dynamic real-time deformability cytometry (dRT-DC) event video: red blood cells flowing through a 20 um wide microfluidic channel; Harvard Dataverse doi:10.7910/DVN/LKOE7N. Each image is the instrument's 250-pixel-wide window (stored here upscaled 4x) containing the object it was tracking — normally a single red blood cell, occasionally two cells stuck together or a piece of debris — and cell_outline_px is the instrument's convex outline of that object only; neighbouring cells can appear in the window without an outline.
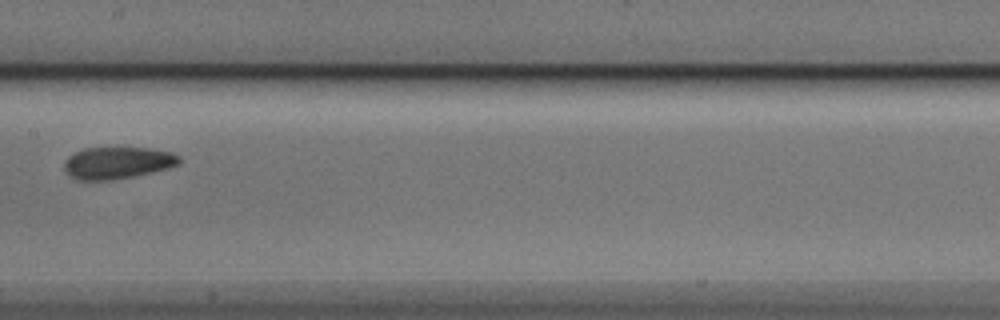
{"species": "Egyptian fruit bat (a non-hibernating species)", "species_latin": "Rousettus aegyptiacus", "temperature_condition": "cold", "stored_images_in_passage": 7, "camera_frame_rate_fps": 3000, "um_per_image_px": 0.085, "animal": {"sex": "male"}, "frame": {"image": 1, "passage_image": 7, "time_ms": 8.0, "image_size_px": [1000, 320], "cell_outline_px": [[180, 164], [168, 168], [152, 172], [112, 180], [76, 180], [64, 168], [64, 160], [68, 156], [84, 148], [148, 148], [168, 152], [180, 156]], "centroid_in_image_um": [9.97, 13.84], "position_along_channel_um": 197.4, "area_um2": 21.21}}